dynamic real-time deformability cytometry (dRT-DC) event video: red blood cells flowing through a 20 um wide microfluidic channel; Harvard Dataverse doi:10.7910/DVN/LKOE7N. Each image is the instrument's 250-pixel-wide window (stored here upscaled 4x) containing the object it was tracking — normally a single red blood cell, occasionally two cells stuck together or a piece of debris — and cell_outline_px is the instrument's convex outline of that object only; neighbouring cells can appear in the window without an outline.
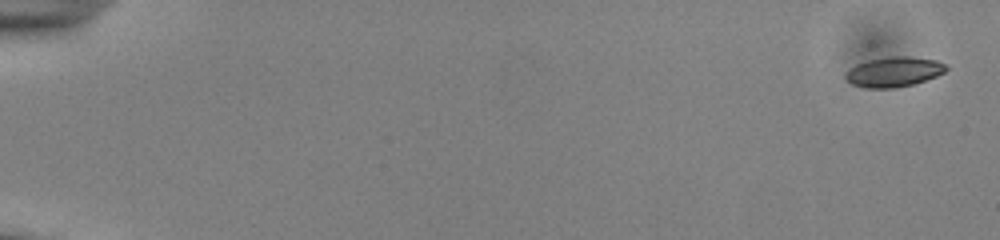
{"species": "common noctule bat (a hibernating species)", "species_latin": "Nyctalus noctula", "temperature_condition": "cold", "stored_images_in_passage": 8, "camera_frame_rate_fps": 3000, "um_per_image_px": 0.085, "animal": {"sex": "male", "body_mass_g": 13.0, "forearm_length_mm": 53.1}, "frame": {"image": 1, "passage_image": 1, "time_ms": 0.0, "image_size_px": [1000, 240], "cell_outline_px": [[948, 68], [944, 72], [936, 76], [912, 84], [892, 88], [868, 88], [852, 84], [844, 80], [844, 72], [848, 68], [856, 64], [868, 60], [892, 56], [908, 56], [936, 60], [944, 64]], "centroid_in_image_um": [75.91, 6.1], "position_along_channel_um": 9.1, "area_um2": 17.57}}